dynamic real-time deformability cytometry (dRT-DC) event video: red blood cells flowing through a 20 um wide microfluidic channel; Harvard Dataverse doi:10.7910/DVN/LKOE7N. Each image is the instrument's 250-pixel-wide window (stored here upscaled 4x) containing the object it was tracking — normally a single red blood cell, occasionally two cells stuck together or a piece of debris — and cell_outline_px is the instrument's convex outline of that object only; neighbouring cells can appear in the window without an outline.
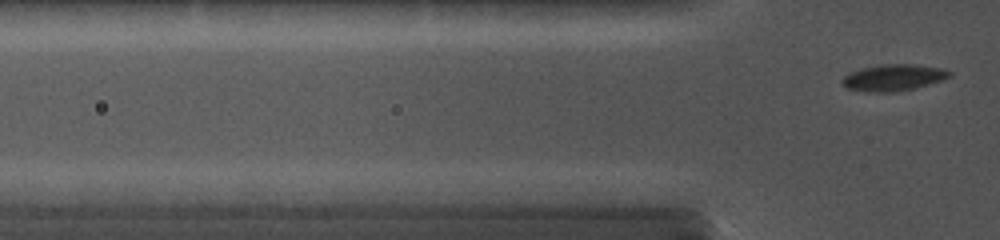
{"species": "common noctule bat (a hibernating species)", "species_latin": "Nyctalus noctula", "temperature_condition": "cold", "stored_images_in_passage": 7, "segment_of_instrument_passage": [2, 2], "camera_frame_rate_fps": 5000, "um_per_image_px": 0.085, "animal": {"sex": "female", "body_mass_g": 19.0, "forearm_length_mm": 56.7}, "frame": {"image": 1, "passage_image": 7, "time_ms": 1.2, "image_size_px": [1000, 240], "cell_outline_px": [[952, 76], [928, 84], [912, 88], [892, 92], [872, 92], [848, 88], [840, 84], [840, 80], [848, 72], [860, 68], [880, 64], [912, 64], [944, 68], [952, 72]], "centroid_in_image_um": [75.9, 6.57], "position_along_channel_um": 49.9, "area_um2": 16.59}}